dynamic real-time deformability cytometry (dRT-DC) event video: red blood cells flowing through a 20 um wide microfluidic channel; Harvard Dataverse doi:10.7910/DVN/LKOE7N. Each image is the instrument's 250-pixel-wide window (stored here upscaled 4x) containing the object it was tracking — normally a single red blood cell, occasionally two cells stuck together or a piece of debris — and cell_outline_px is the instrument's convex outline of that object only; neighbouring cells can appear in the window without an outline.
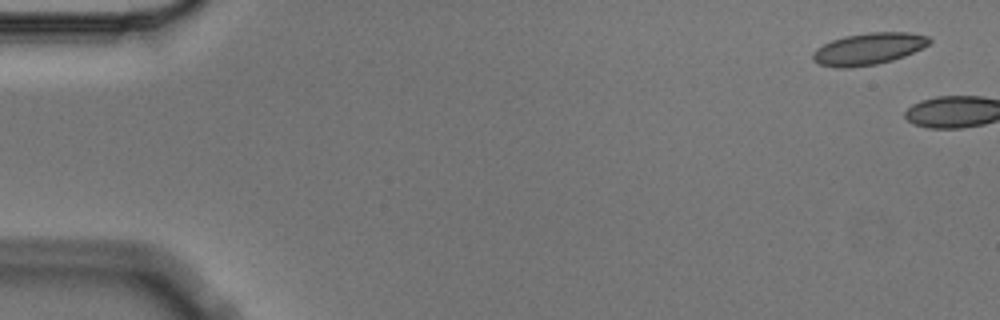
{"species": "Egyptian fruit bat (a non-hibernating species)", "species_latin": "Rousettus aegyptiacus", "temperature_condition": "cold", "stored_images_in_passage": 5, "camera_frame_rate_fps": 3000, "um_per_image_px": 0.085, "animal": {"sex": "male"}, "frame": {"image": 1, "passage_image": 1, "time_ms": 0.0, "image_size_px": [1000, 320], "cell_outline_px": [[932, 40], [928, 44], [904, 56], [892, 60], [876, 64], [848, 68], [836, 68], [820, 64], [812, 60], [812, 52], [816, 48], [832, 40], [844, 36], [868, 32], [908, 32], [928, 36]], "centroid_in_image_um": [73.78, 4.15], "position_along_channel_um": 11.2, "area_um2": 21.56}}